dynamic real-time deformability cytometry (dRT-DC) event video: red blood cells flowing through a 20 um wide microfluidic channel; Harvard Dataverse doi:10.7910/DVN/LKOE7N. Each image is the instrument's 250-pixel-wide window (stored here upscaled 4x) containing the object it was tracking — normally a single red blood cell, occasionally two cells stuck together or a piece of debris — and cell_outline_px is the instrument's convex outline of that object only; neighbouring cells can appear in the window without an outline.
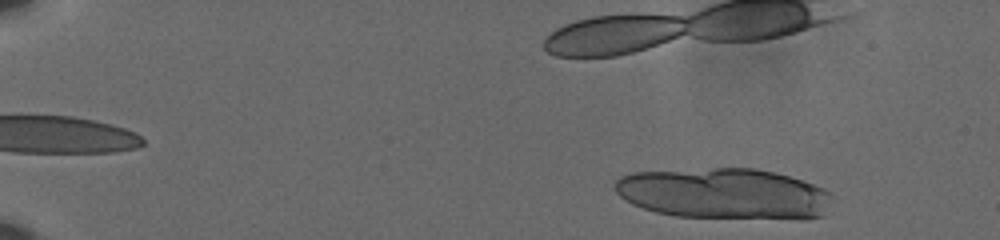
{"species": "human", "species_latin": "Homo sapiens", "temperature_condition": "cold", "stored_images_in_passage": 17, "camera_frame_rate_fps": 3000, "um_per_image_px": 0.085, "donor": {"sex": "male"}, "frame": {"image": 1, "passage_image": 3, "time_ms": 0.667, "image_size_px": [1000, 240], "cell_outline_px": [[832, 196], [824, 216], [804, 220], [676, 216], [656, 212], [632, 204], [620, 196], [612, 188], [616, 180], [620, 176], [632, 172], [712, 168], [756, 168], [788, 176], [824, 188]], "centroid_in_image_um": [61.55, 16.47], "position_along_channel_um": 23.5, "area_um2": 65.03}}